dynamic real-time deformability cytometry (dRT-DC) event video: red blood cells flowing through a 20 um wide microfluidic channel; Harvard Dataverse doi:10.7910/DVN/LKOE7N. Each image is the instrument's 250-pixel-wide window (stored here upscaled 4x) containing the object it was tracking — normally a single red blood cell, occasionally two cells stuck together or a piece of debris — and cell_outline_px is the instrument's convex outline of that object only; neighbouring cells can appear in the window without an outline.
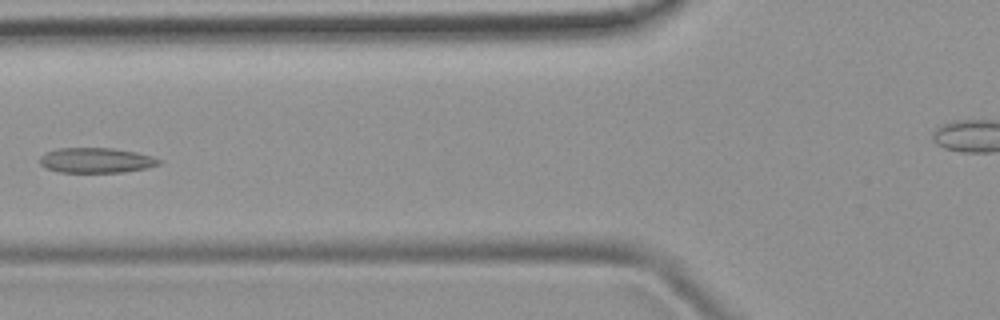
{"species": "common noctule bat (a hibernating species)", "species_latin": "Nyctalus noctula", "temperature_condition": "room temperature", "stored_images_in_passage": 7, "segment_of_instrument_passage": [1, 2], "camera_frame_rate_fps": 3000, "um_per_image_px": 0.085, "animal": {"sex": "female", "body_mass_g": 19.9}, "frame": {"image": 1, "passage_image": 5, "time_ms": 4.667, "image_size_px": [1000, 320], "cell_outline_px": [[164, 160], [160, 164], [148, 168], [124, 172], [60, 172], [44, 168], [40, 164], [40, 156], [56, 148], [112, 148], [136, 152], [152, 156]], "centroid_in_image_um": [8.2, 13.63], "position_along_channel_um": 117.6, "area_um2": 17.57}}
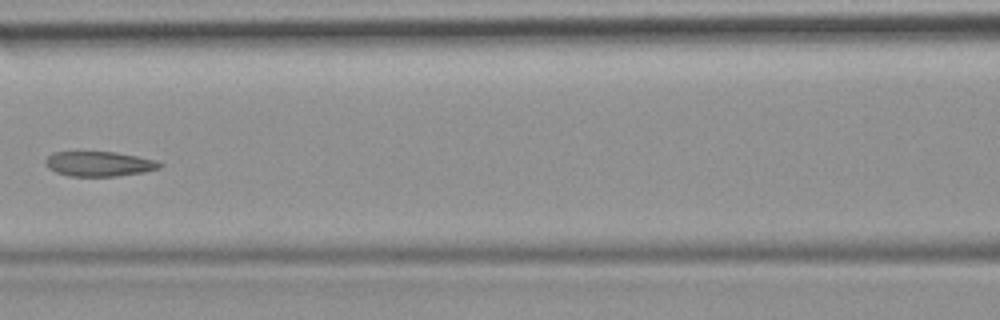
{"frame": {"image": 2, "passage_image": 6, "time_ms": 5.667, "image_size_px": [1000, 320], "cell_outline_px": [[164, 164], [160, 168], [144, 172], [116, 176], [68, 176], [56, 172], [48, 168], [44, 164], [44, 160], [52, 152], [116, 152], [156, 160]], "centroid_in_image_um": [8.41, 13.93], "position_along_channel_um": 158.2, "area_um2": 16.65}}